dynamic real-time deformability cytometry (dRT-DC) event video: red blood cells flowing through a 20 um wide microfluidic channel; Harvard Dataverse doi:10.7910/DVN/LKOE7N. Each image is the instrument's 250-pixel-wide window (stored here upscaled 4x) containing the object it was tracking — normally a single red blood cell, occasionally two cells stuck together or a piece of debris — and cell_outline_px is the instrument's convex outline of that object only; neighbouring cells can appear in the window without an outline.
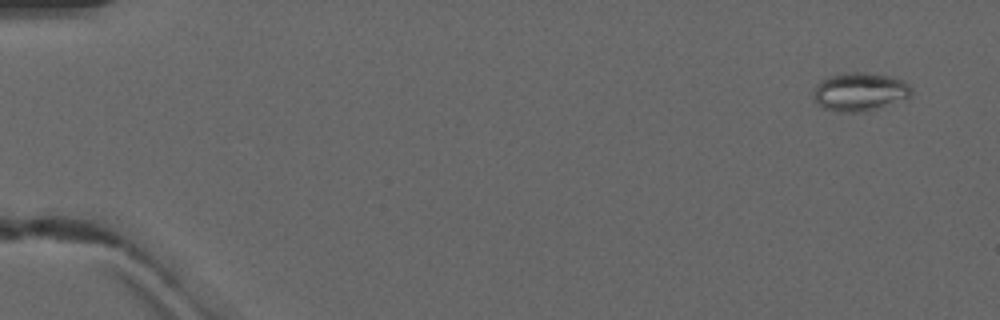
{"species": "common noctule bat (a hibernating species)", "species_latin": "Nyctalus noctula", "temperature_condition": "warm", "stored_images_in_passage": 4, "camera_frame_rate_fps": 3000, "um_per_image_px": 0.085, "animal": {"sex": "male", "forearm_length_mm": 52.5}, "frame": {"image": 1, "passage_image": 1, "time_ms": 0.0, "image_size_px": [1000, 320], "cell_outline_px": [[912, 92], [908, 96], [876, 108], [864, 112], [836, 112], [824, 108], [816, 104], [812, 96], [812, 92], [816, 84], [820, 80], [828, 76], [848, 72], [864, 72], [884, 76], [900, 80], [908, 84], [912, 88]], "centroid_in_image_um": [72.96, 7.8], "position_along_channel_um": 12.0, "area_um2": 21.68}}
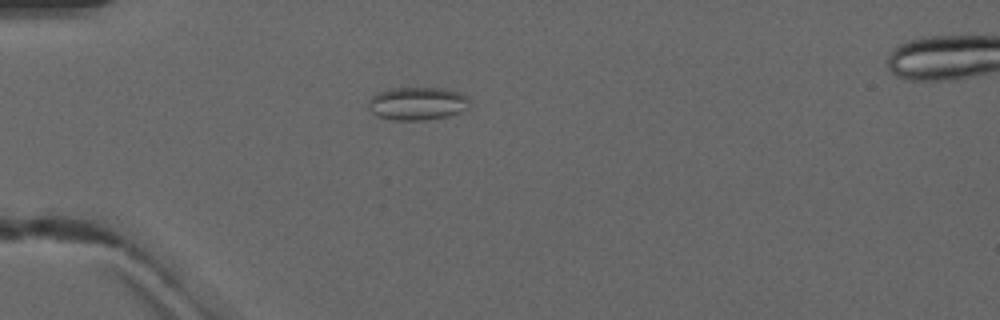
{"frame": {"image": 2, "passage_image": 3, "time_ms": 4.0, "image_size_px": [1000, 320], "cell_outline_px": [[472, 100], [468, 108], [460, 112], [448, 116], [424, 120], [392, 120], [376, 116], [368, 108], [368, 100], [376, 92], [392, 88], [444, 88], [460, 92], [468, 96]], "centroid_in_image_um": [35.49, 8.79], "position_along_channel_um": 49.5, "area_um2": 19.88}}